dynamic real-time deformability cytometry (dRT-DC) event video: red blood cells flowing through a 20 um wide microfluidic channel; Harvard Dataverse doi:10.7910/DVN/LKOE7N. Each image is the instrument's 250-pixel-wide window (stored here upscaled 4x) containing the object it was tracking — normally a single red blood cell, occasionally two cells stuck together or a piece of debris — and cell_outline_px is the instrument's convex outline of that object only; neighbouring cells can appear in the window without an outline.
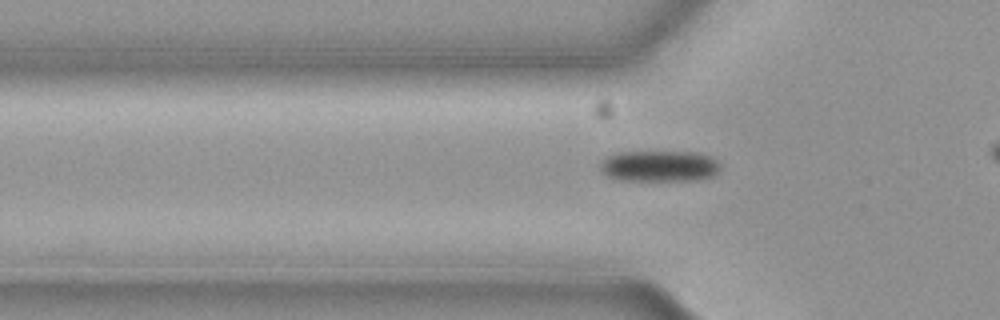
{"species": "common noctule bat (a hibernating species)", "species_latin": "Nyctalus noctula", "temperature_condition": "cold", "stored_images_in_passage": 36, "camera_frame_rate_fps": 3000, "um_per_image_px": 0.085, "animal": {"sex": "female", "body_mass_g": 19.3, "forearm_length_mm": 54.1}, "frame": {"image": 1, "passage_image": 8, "time_ms": 2.333, "image_size_px": [1000, 320], "cell_outline_px": [[720, 168], [712, 176], [700, 180], [620, 180], [608, 176], [600, 168], [600, 164], [608, 156], [620, 152], [692, 152], [708, 156], [716, 160], [720, 164]], "centroid_in_image_um": [56.06, 14.12], "position_along_channel_um": 69.7, "area_um2": 21.5}}
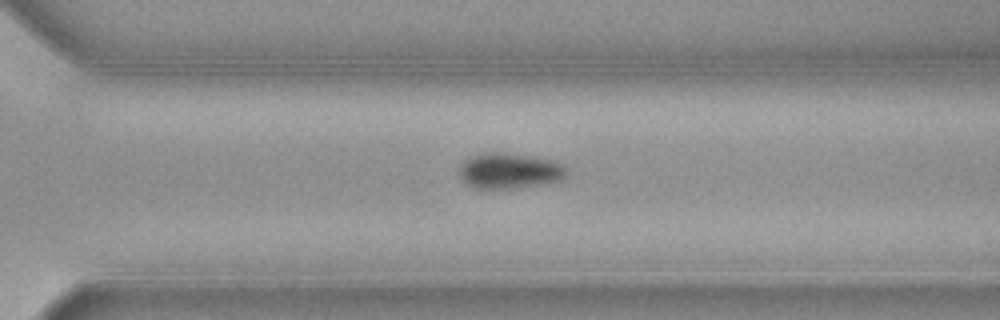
{"frame": {"image": 2, "passage_image": 29, "time_ms": 9.333, "image_size_px": [1000, 320], "cell_outline_px": [[568, 172], [560, 180], [540, 184], [512, 188], [472, 188], [464, 184], [460, 180], [460, 164], [468, 156], [484, 152], [496, 152], [528, 156], [552, 160], [564, 164]], "centroid_in_image_um": [43.24, 14.51], "position_along_channel_um": 327.4, "area_um2": 22.31}}
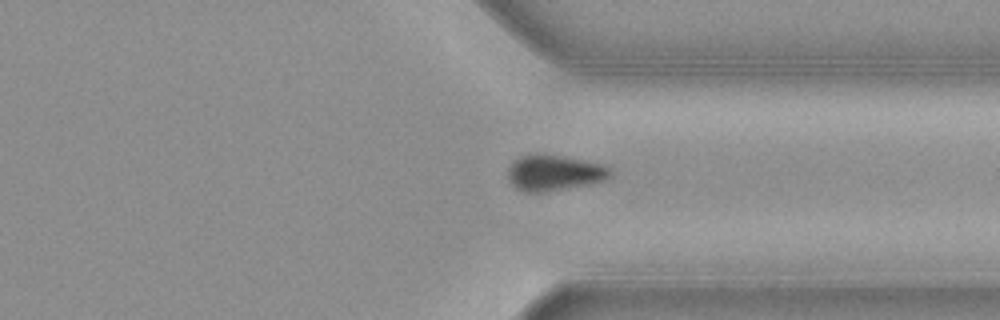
{"frame": {"image": 3, "passage_image": 32, "time_ms": 10.333, "image_size_px": [1000, 320], "cell_outline_px": [[612, 176], [604, 180], [588, 184], [544, 192], [520, 192], [508, 180], [508, 168], [520, 156], [536, 152], [564, 156], [600, 164], [612, 168]], "centroid_in_image_um": [47.08, 14.68], "position_along_channel_um": 364.3, "area_um2": 21.5}}